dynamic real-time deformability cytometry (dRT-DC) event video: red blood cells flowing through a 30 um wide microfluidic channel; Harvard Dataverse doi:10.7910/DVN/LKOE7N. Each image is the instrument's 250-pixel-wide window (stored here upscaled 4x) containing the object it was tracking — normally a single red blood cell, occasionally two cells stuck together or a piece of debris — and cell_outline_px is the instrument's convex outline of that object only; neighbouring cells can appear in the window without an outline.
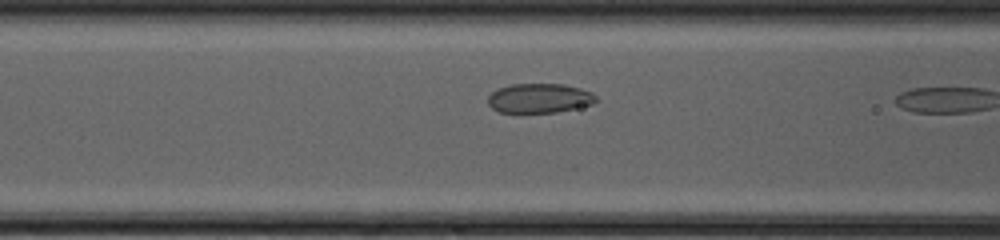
{"species": "common noctule bat (a hibernating species)", "species_latin": "Nyctalus noctula", "temperature_condition": "cold", "stored_images_in_passage": 7, "camera_frame_rate_fps": 3000, "um_per_image_px": 0.085, "animal": {"sex": "female", "body_mass_g": 20.0, "forearm_length_mm": 54.0}, "frame": {"image": 1, "passage_image": 6, "time_ms": 1.667, "image_size_px": [1000, 240], "cell_outline_px": [[596, 100], [592, 104], [556, 112], [500, 112], [492, 108], [488, 104], [488, 96], [492, 92], [500, 88], [512, 84], [564, 84], [580, 88], [592, 92], [596, 96]], "centroid_in_image_um": [45.85, 8.34], "position_along_channel_um": 120.8, "area_um2": 18.38}}